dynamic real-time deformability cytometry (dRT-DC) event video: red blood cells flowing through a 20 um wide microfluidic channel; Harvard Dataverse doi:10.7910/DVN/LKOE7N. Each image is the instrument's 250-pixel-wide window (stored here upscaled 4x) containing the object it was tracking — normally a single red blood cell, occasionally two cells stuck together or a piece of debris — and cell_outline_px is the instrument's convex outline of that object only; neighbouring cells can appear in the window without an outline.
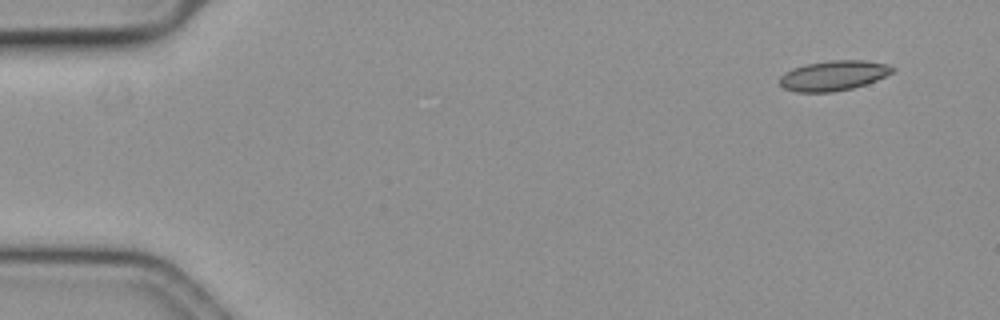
{"species": "common noctule bat (a hibernating species)", "species_latin": "Nyctalus noctula", "temperature_condition": "cold", "stored_images_in_passage": 23, "camera_frame_rate_fps": 3000, "um_per_image_px": 0.085, "animal": {"sex": "female", "body_mass_g": 19.3, "forearm_length_mm": 54.1}, "frame": {"image": 1, "passage_image": 1, "time_ms": 0.0, "image_size_px": [1000, 320], "cell_outline_px": [[896, 68], [892, 72], [876, 80], [852, 88], [832, 92], [796, 92], [784, 88], [780, 84], [780, 76], [784, 72], [792, 68], [804, 64], [832, 60], [864, 60], [888, 64]], "centroid_in_image_um": [70.82, 6.41], "position_along_channel_um": 14.2, "area_um2": 19.71}}
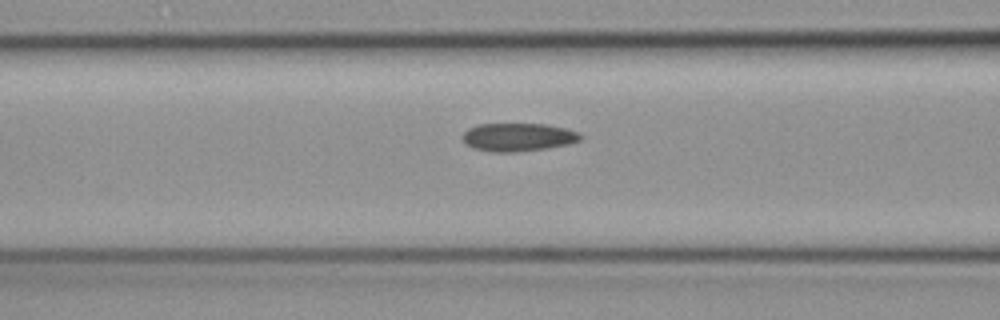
{"frame": {"image": 2, "passage_image": 20, "time_ms": 6.333, "image_size_px": [1000, 320], "cell_outline_px": [[584, 136], [580, 140], [568, 144], [544, 148], [512, 152], [492, 152], [476, 148], [468, 144], [464, 140], [464, 132], [468, 128], [476, 124], [544, 124], [568, 128], [580, 132]], "centroid_in_image_um": [44.09, 11.64], "position_along_channel_um": 122.5, "area_um2": 19.19}}
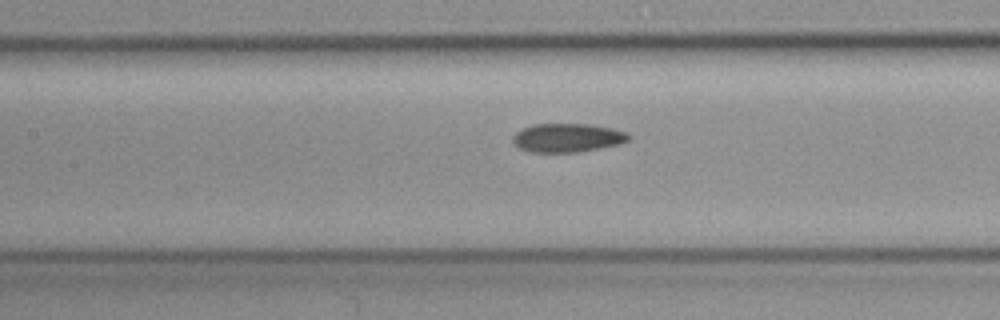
{"frame": {"image": 3, "passage_image": 23, "time_ms": 7.333, "image_size_px": [1000, 320], "cell_outline_px": [[632, 136], [628, 140], [620, 144], [600, 148], [576, 152], [532, 152], [520, 148], [512, 140], [512, 136], [516, 132], [532, 124], [592, 124], [612, 128], [628, 132]], "centroid_in_image_um": [48.27, 11.7], "position_along_channel_um": 159.1, "area_um2": 19.42}}